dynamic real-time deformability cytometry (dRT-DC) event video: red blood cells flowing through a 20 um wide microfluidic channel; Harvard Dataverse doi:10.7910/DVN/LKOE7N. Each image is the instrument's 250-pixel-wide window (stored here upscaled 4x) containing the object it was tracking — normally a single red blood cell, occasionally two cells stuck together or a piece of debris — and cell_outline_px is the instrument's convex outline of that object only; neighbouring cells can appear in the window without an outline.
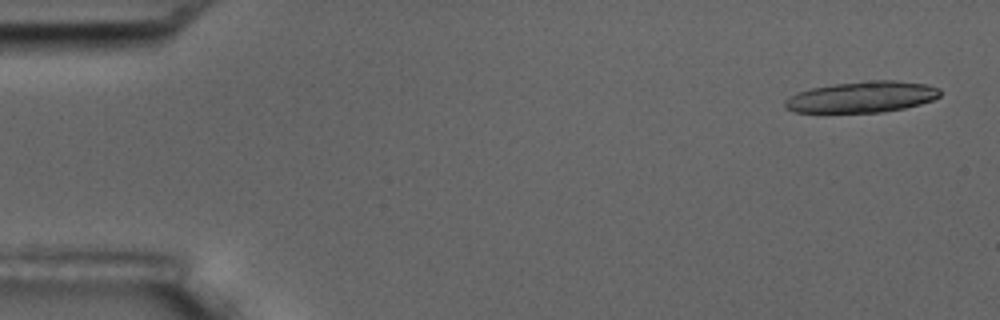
{"species": "common noctule bat (a hibernating species)", "species_latin": "Nyctalus noctula", "temperature_condition": "room temperature", "stored_images_in_passage": 17, "camera_frame_rate_fps": 3000, "um_per_image_px": 0.085, "animal": {"sex": "male", "body_mass_g": 17.5, "forearm_length_mm": 52.3}, "frame": {"image": 1, "passage_image": 1, "time_ms": 0.0, "image_size_px": [1000, 320], "cell_outline_px": [[940, 96], [932, 100], [920, 104], [904, 108], [884, 112], [796, 112], [784, 108], [784, 100], [788, 96], [796, 92], [812, 88], [836, 84], [876, 80], [896, 80], [928, 84], [940, 88]], "centroid_in_image_um": [73.27, 8.24], "position_along_channel_um": 11.7, "area_um2": 28.15}}
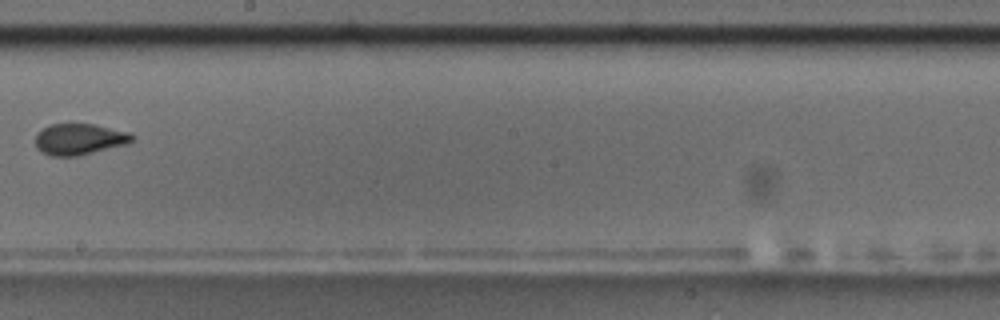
{"frame": {"image": 2, "passage_image": 10, "time_ms": 10.333, "image_size_px": [1000, 320], "cell_outline_px": [[136, 136], [128, 144], [76, 156], [48, 156], [40, 152], [36, 148], [36, 132], [52, 124], [92, 124], [132, 132]], "centroid_in_image_um": [6.75, 11.84], "position_along_channel_um": 241.4, "area_um2": 17.74}, "authors_computed_cell_mechanics": {"area_um2": 18.0336, "velocity_mm_per_s": 3.5196, "shape_relaxation_time_tau1_ms": 2.2957, "shape_relaxation_time_tau2_ms": 0.8374, "deformation_change_tau1": 0.1468, "deformation_change_tau2": 0.0538}}